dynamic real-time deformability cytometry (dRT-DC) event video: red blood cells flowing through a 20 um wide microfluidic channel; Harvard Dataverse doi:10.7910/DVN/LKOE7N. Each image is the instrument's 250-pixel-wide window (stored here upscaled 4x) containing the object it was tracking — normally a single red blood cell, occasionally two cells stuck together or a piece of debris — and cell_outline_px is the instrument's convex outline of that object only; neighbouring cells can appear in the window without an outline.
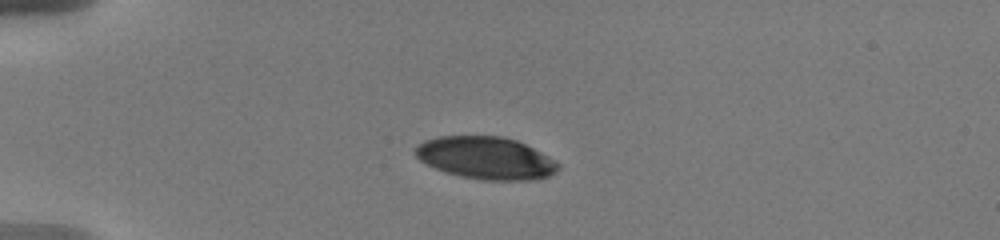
{"species": "human", "species_latin": "Homo sapiens", "temperature_condition": "warm", "stored_images_in_passage": 9, "camera_frame_rate_fps": 3000, "um_per_image_px": 0.085, "donor": {"sex": "male"}, "frame": {"image": 1, "passage_image": 4, "time_ms": 3.333, "image_size_px": [1000, 240], "cell_outline_px": [[560, 168], [556, 172], [548, 176], [536, 180], [484, 180], [460, 176], [436, 168], [420, 160], [412, 152], [412, 148], [424, 140], [440, 136], [504, 136], [516, 140], [556, 160], [560, 164]], "centroid_in_image_um": [41.3, 13.42], "position_along_channel_um": 43.7, "area_um2": 35.37}}
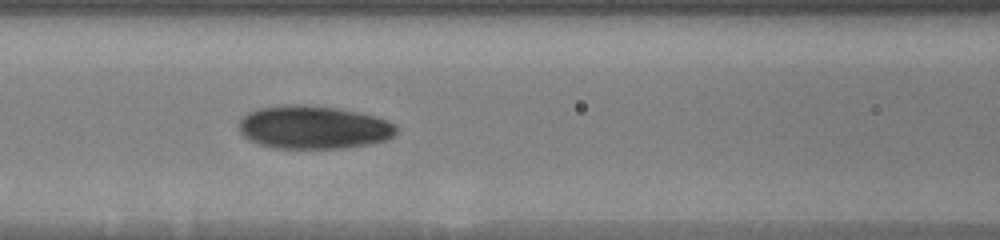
{"frame": {"image": 2, "passage_image": 8, "time_ms": 7.0, "image_size_px": [1000, 240], "cell_outline_px": [[396, 132], [388, 140], [368, 144], [344, 148], [276, 148], [260, 144], [248, 140], [240, 132], [240, 120], [248, 112], [260, 108], [288, 104], [304, 104], [336, 108], [360, 112], [388, 120], [396, 124]], "centroid_in_image_um": [26.67, 10.82], "position_along_channel_um": 139.9, "area_um2": 39.65}}
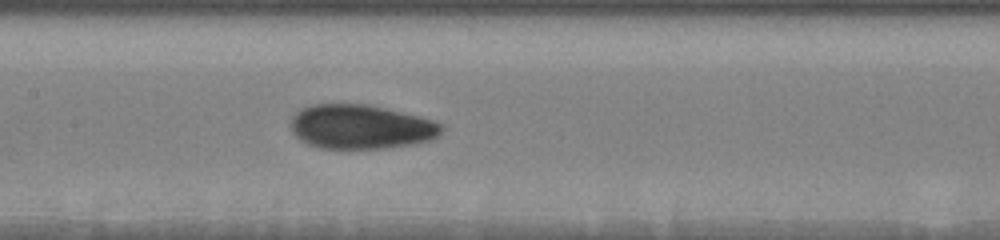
{"frame": {"image": 3, "passage_image": 9, "time_ms": 8.0, "image_size_px": [1000, 240], "cell_outline_px": [[444, 128], [440, 136], [432, 140], [412, 144], [388, 148], [320, 148], [308, 144], [300, 140], [292, 132], [288, 124], [292, 116], [300, 108], [312, 104], [368, 104], [420, 116], [444, 124]], "centroid_in_image_um": [30.67, 10.77], "position_along_channel_um": 176.7, "area_um2": 39.42}}